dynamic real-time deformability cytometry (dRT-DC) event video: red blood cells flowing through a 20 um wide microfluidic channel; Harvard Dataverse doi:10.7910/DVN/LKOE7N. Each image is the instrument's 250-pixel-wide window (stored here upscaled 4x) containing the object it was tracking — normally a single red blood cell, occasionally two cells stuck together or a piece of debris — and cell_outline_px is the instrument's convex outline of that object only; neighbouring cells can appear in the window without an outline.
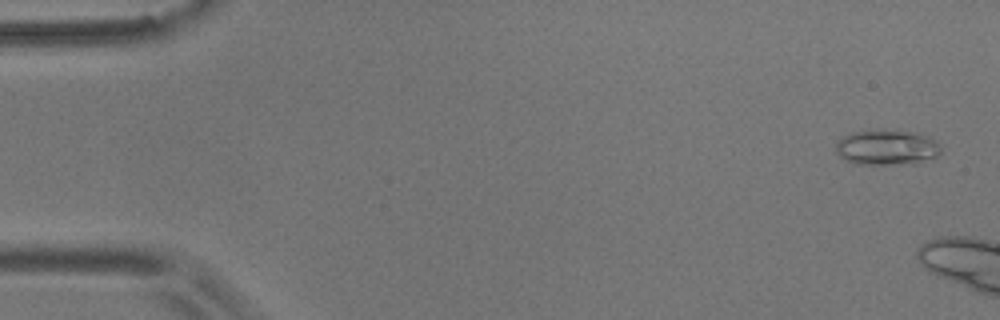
{"species": "common noctule bat (a hibernating species)", "species_latin": "Nyctalus noctula", "temperature_condition": "room temperature", "stored_images_in_passage": 10, "camera_frame_rate_fps": 3000, "um_per_image_px": 0.085, "animal": {"sex": "male", "body_mass_g": 17.9}, "frame": {"image": 1, "passage_image": 2, "time_ms": 0.333, "image_size_px": [1000, 320], "cell_outline_px": [[940, 152], [936, 156], [916, 164], [852, 164], [844, 160], [836, 152], [836, 140], [848, 132], [916, 132], [932, 140], [940, 148]], "centroid_in_image_um": [75.29, 12.58], "position_along_channel_um": 9.7, "area_um2": 21.1}}